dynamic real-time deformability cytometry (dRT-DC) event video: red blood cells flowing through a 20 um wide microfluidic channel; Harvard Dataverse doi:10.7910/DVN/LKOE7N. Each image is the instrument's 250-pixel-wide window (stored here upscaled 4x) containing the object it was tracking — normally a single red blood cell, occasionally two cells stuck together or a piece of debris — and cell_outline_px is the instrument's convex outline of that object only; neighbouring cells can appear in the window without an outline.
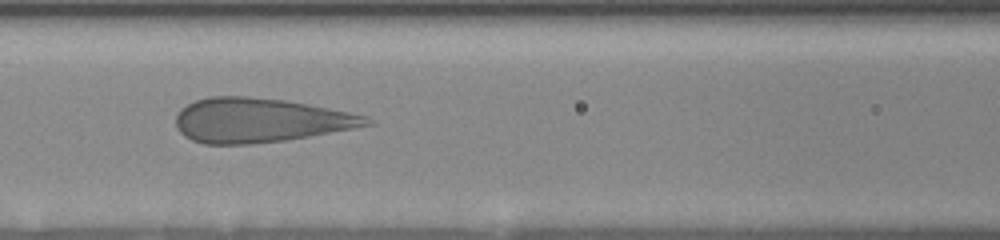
{"species": "human", "species_latin": "Homo sapiens", "temperature_condition": "room temperature", "stored_images_in_passage": 14, "camera_frame_rate_fps": 3000, "um_per_image_px": 0.085, "donor": {"sex": "female"}, "frame": {"image": 1, "passage_image": 12, "time_ms": 7.333, "image_size_px": [1000, 240], "cell_outline_px": [[376, 124], [308, 136], [284, 140], [248, 144], [204, 144], [192, 140], [184, 136], [176, 128], [176, 116], [180, 108], [196, 100], [212, 96], [244, 96], [284, 100], [308, 104], [368, 116]], "centroid_in_image_um": [22.06, 10.22], "position_along_channel_um": 144.5, "area_um2": 49.01}}
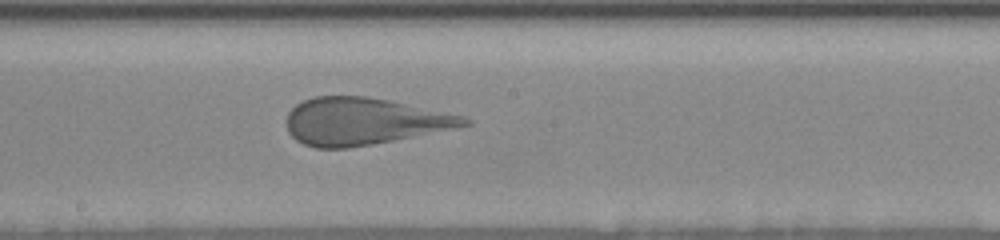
{"frame": {"image": 2, "passage_image": 14, "time_ms": 9.333, "image_size_px": [1000, 240], "cell_outline_px": [[472, 124], [456, 128], [372, 144], [348, 148], [316, 148], [304, 144], [296, 140], [288, 132], [288, 112], [296, 104], [304, 100], [316, 96], [364, 96], [388, 100], [464, 116], [472, 120]], "centroid_in_image_um": [30.91, 10.31], "position_along_channel_um": 217.3, "area_um2": 48.32}}